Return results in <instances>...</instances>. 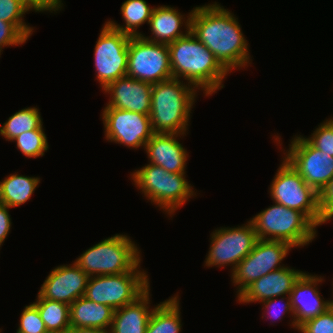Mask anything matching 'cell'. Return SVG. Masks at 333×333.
I'll return each mask as SVG.
<instances>
[{
  "mask_svg": "<svg viewBox=\"0 0 333 333\" xmlns=\"http://www.w3.org/2000/svg\"><path fill=\"white\" fill-rule=\"evenodd\" d=\"M190 31L228 73L249 63L248 44L239 22L216 2L192 10Z\"/></svg>",
  "mask_w": 333,
  "mask_h": 333,
  "instance_id": "cell-1",
  "label": "cell"
},
{
  "mask_svg": "<svg viewBox=\"0 0 333 333\" xmlns=\"http://www.w3.org/2000/svg\"><path fill=\"white\" fill-rule=\"evenodd\" d=\"M168 48L173 78L183 77L196 89L201 87L207 96L223 88L222 81L228 72L191 31Z\"/></svg>",
  "mask_w": 333,
  "mask_h": 333,
  "instance_id": "cell-2",
  "label": "cell"
},
{
  "mask_svg": "<svg viewBox=\"0 0 333 333\" xmlns=\"http://www.w3.org/2000/svg\"><path fill=\"white\" fill-rule=\"evenodd\" d=\"M171 78L152 84L150 121L153 133L184 134L196 97L192 84Z\"/></svg>",
  "mask_w": 333,
  "mask_h": 333,
  "instance_id": "cell-3",
  "label": "cell"
},
{
  "mask_svg": "<svg viewBox=\"0 0 333 333\" xmlns=\"http://www.w3.org/2000/svg\"><path fill=\"white\" fill-rule=\"evenodd\" d=\"M139 254L130 238L116 234L86 250L74 263L89 277L116 275L140 271Z\"/></svg>",
  "mask_w": 333,
  "mask_h": 333,
  "instance_id": "cell-4",
  "label": "cell"
},
{
  "mask_svg": "<svg viewBox=\"0 0 333 333\" xmlns=\"http://www.w3.org/2000/svg\"><path fill=\"white\" fill-rule=\"evenodd\" d=\"M250 221L258 239L262 240L284 241L292 247H299L309 244L316 237V225L304 213L278 203Z\"/></svg>",
  "mask_w": 333,
  "mask_h": 333,
  "instance_id": "cell-5",
  "label": "cell"
},
{
  "mask_svg": "<svg viewBox=\"0 0 333 333\" xmlns=\"http://www.w3.org/2000/svg\"><path fill=\"white\" fill-rule=\"evenodd\" d=\"M184 175L150 163L131 174V178L149 200L172 214L195 194Z\"/></svg>",
  "mask_w": 333,
  "mask_h": 333,
  "instance_id": "cell-6",
  "label": "cell"
},
{
  "mask_svg": "<svg viewBox=\"0 0 333 333\" xmlns=\"http://www.w3.org/2000/svg\"><path fill=\"white\" fill-rule=\"evenodd\" d=\"M149 278L142 271L89 277L84 297L119 309L133 303L149 288Z\"/></svg>",
  "mask_w": 333,
  "mask_h": 333,
  "instance_id": "cell-7",
  "label": "cell"
},
{
  "mask_svg": "<svg viewBox=\"0 0 333 333\" xmlns=\"http://www.w3.org/2000/svg\"><path fill=\"white\" fill-rule=\"evenodd\" d=\"M270 193L275 203L300 211L316 226L321 225L319 194L285 158L272 181Z\"/></svg>",
  "mask_w": 333,
  "mask_h": 333,
  "instance_id": "cell-8",
  "label": "cell"
},
{
  "mask_svg": "<svg viewBox=\"0 0 333 333\" xmlns=\"http://www.w3.org/2000/svg\"><path fill=\"white\" fill-rule=\"evenodd\" d=\"M127 76L150 84L173 78L168 45L131 36Z\"/></svg>",
  "mask_w": 333,
  "mask_h": 333,
  "instance_id": "cell-9",
  "label": "cell"
},
{
  "mask_svg": "<svg viewBox=\"0 0 333 333\" xmlns=\"http://www.w3.org/2000/svg\"><path fill=\"white\" fill-rule=\"evenodd\" d=\"M130 38L107 22L103 26L94 51L96 78L103 89L118 78L127 76Z\"/></svg>",
  "mask_w": 333,
  "mask_h": 333,
  "instance_id": "cell-10",
  "label": "cell"
},
{
  "mask_svg": "<svg viewBox=\"0 0 333 333\" xmlns=\"http://www.w3.org/2000/svg\"><path fill=\"white\" fill-rule=\"evenodd\" d=\"M291 248L293 247L284 241L258 239L252 251L232 271L233 283L239 285L237 295L253 281L283 268L279 264Z\"/></svg>",
  "mask_w": 333,
  "mask_h": 333,
  "instance_id": "cell-11",
  "label": "cell"
},
{
  "mask_svg": "<svg viewBox=\"0 0 333 333\" xmlns=\"http://www.w3.org/2000/svg\"><path fill=\"white\" fill-rule=\"evenodd\" d=\"M284 158L318 194L333 177V156L315 148L303 136L293 139Z\"/></svg>",
  "mask_w": 333,
  "mask_h": 333,
  "instance_id": "cell-12",
  "label": "cell"
},
{
  "mask_svg": "<svg viewBox=\"0 0 333 333\" xmlns=\"http://www.w3.org/2000/svg\"><path fill=\"white\" fill-rule=\"evenodd\" d=\"M211 247L206 266L232 264V271L254 248L258 237L251 221L245 226L221 228L211 235Z\"/></svg>",
  "mask_w": 333,
  "mask_h": 333,
  "instance_id": "cell-13",
  "label": "cell"
},
{
  "mask_svg": "<svg viewBox=\"0 0 333 333\" xmlns=\"http://www.w3.org/2000/svg\"><path fill=\"white\" fill-rule=\"evenodd\" d=\"M102 119L106 139L124 146L145 148V144L154 134L149 115L105 107Z\"/></svg>",
  "mask_w": 333,
  "mask_h": 333,
  "instance_id": "cell-14",
  "label": "cell"
},
{
  "mask_svg": "<svg viewBox=\"0 0 333 333\" xmlns=\"http://www.w3.org/2000/svg\"><path fill=\"white\" fill-rule=\"evenodd\" d=\"M89 276L75 263L53 269L44 281L39 294L51 301L72 304L84 296Z\"/></svg>",
  "mask_w": 333,
  "mask_h": 333,
  "instance_id": "cell-15",
  "label": "cell"
},
{
  "mask_svg": "<svg viewBox=\"0 0 333 333\" xmlns=\"http://www.w3.org/2000/svg\"><path fill=\"white\" fill-rule=\"evenodd\" d=\"M103 90L111 98L106 107L150 115L152 84L124 76Z\"/></svg>",
  "mask_w": 333,
  "mask_h": 333,
  "instance_id": "cell-16",
  "label": "cell"
},
{
  "mask_svg": "<svg viewBox=\"0 0 333 333\" xmlns=\"http://www.w3.org/2000/svg\"><path fill=\"white\" fill-rule=\"evenodd\" d=\"M323 279L304 273L294 285L291 293L294 328L298 329L305 322L317 317L329 309L330 301H324L316 289ZM317 284V285H316ZM315 286V287H314Z\"/></svg>",
  "mask_w": 333,
  "mask_h": 333,
  "instance_id": "cell-17",
  "label": "cell"
},
{
  "mask_svg": "<svg viewBox=\"0 0 333 333\" xmlns=\"http://www.w3.org/2000/svg\"><path fill=\"white\" fill-rule=\"evenodd\" d=\"M304 274L302 271L283 267L279 270L270 272L258 280L253 281L237 297L239 303H250L265 301L282 295L290 296V293Z\"/></svg>",
  "mask_w": 333,
  "mask_h": 333,
  "instance_id": "cell-18",
  "label": "cell"
},
{
  "mask_svg": "<svg viewBox=\"0 0 333 333\" xmlns=\"http://www.w3.org/2000/svg\"><path fill=\"white\" fill-rule=\"evenodd\" d=\"M183 134L154 133L145 144L149 163L162 167L172 173H185L187 151L176 137Z\"/></svg>",
  "mask_w": 333,
  "mask_h": 333,
  "instance_id": "cell-19",
  "label": "cell"
},
{
  "mask_svg": "<svg viewBox=\"0 0 333 333\" xmlns=\"http://www.w3.org/2000/svg\"><path fill=\"white\" fill-rule=\"evenodd\" d=\"M192 11L189 13V16L185 25L186 33L183 34L180 31L181 24H183V15H181L178 10L171 8L169 6H159L154 8L151 18L149 20L150 29L153 38L144 37V39L157 42L160 44L169 45L178 38L186 36L190 32V20H191Z\"/></svg>",
  "mask_w": 333,
  "mask_h": 333,
  "instance_id": "cell-20",
  "label": "cell"
},
{
  "mask_svg": "<svg viewBox=\"0 0 333 333\" xmlns=\"http://www.w3.org/2000/svg\"><path fill=\"white\" fill-rule=\"evenodd\" d=\"M149 290L148 288L133 303L115 310L110 333H146L153 312L148 307Z\"/></svg>",
  "mask_w": 333,
  "mask_h": 333,
  "instance_id": "cell-21",
  "label": "cell"
},
{
  "mask_svg": "<svg viewBox=\"0 0 333 333\" xmlns=\"http://www.w3.org/2000/svg\"><path fill=\"white\" fill-rule=\"evenodd\" d=\"M69 307L70 327L101 330L111 328L115 312L112 307L98 304L84 296L75 300Z\"/></svg>",
  "mask_w": 333,
  "mask_h": 333,
  "instance_id": "cell-22",
  "label": "cell"
},
{
  "mask_svg": "<svg viewBox=\"0 0 333 333\" xmlns=\"http://www.w3.org/2000/svg\"><path fill=\"white\" fill-rule=\"evenodd\" d=\"M39 182L37 177L10 175L0 182V204L12 208L26 203Z\"/></svg>",
  "mask_w": 333,
  "mask_h": 333,
  "instance_id": "cell-23",
  "label": "cell"
},
{
  "mask_svg": "<svg viewBox=\"0 0 333 333\" xmlns=\"http://www.w3.org/2000/svg\"><path fill=\"white\" fill-rule=\"evenodd\" d=\"M181 331L178 295L153 308L146 333H179Z\"/></svg>",
  "mask_w": 333,
  "mask_h": 333,
  "instance_id": "cell-24",
  "label": "cell"
},
{
  "mask_svg": "<svg viewBox=\"0 0 333 333\" xmlns=\"http://www.w3.org/2000/svg\"><path fill=\"white\" fill-rule=\"evenodd\" d=\"M33 305L38 309L47 331L66 333L70 329L69 305L44 299L39 293Z\"/></svg>",
  "mask_w": 333,
  "mask_h": 333,
  "instance_id": "cell-25",
  "label": "cell"
},
{
  "mask_svg": "<svg viewBox=\"0 0 333 333\" xmlns=\"http://www.w3.org/2000/svg\"><path fill=\"white\" fill-rule=\"evenodd\" d=\"M154 8H150L145 0H127L121 6V14L125 20V25L120 26L113 21L107 23L114 29L121 31L130 36H141V33L137 32V28L147 22L151 18Z\"/></svg>",
  "mask_w": 333,
  "mask_h": 333,
  "instance_id": "cell-26",
  "label": "cell"
},
{
  "mask_svg": "<svg viewBox=\"0 0 333 333\" xmlns=\"http://www.w3.org/2000/svg\"><path fill=\"white\" fill-rule=\"evenodd\" d=\"M42 119L37 108H25L13 114L0 126V134L8 141H13L24 132L36 130L42 126Z\"/></svg>",
  "mask_w": 333,
  "mask_h": 333,
  "instance_id": "cell-27",
  "label": "cell"
},
{
  "mask_svg": "<svg viewBox=\"0 0 333 333\" xmlns=\"http://www.w3.org/2000/svg\"><path fill=\"white\" fill-rule=\"evenodd\" d=\"M17 148L26 157L37 158L43 156L48 149L47 137L43 131V126L36 130L24 132L15 139Z\"/></svg>",
  "mask_w": 333,
  "mask_h": 333,
  "instance_id": "cell-28",
  "label": "cell"
},
{
  "mask_svg": "<svg viewBox=\"0 0 333 333\" xmlns=\"http://www.w3.org/2000/svg\"><path fill=\"white\" fill-rule=\"evenodd\" d=\"M28 11L21 0H0V20L12 23L27 39L34 30L22 21L23 14Z\"/></svg>",
  "mask_w": 333,
  "mask_h": 333,
  "instance_id": "cell-29",
  "label": "cell"
},
{
  "mask_svg": "<svg viewBox=\"0 0 333 333\" xmlns=\"http://www.w3.org/2000/svg\"><path fill=\"white\" fill-rule=\"evenodd\" d=\"M47 329L43 320L40 317L38 309L30 304L25 306L17 333H45Z\"/></svg>",
  "mask_w": 333,
  "mask_h": 333,
  "instance_id": "cell-30",
  "label": "cell"
},
{
  "mask_svg": "<svg viewBox=\"0 0 333 333\" xmlns=\"http://www.w3.org/2000/svg\"><path fill=\"white\" fill-rule=\"evenodd\" d=\"M298 331L302 333H333V313L330 309L302 324Z\"/></svg>",
  "mask_w": 333,
  "mask_h": 333,
  "instance_id": "cell-31",
  "label": "cell"
},
{
  "mask_svg": "<svg viewBox=\"0 0 333 333\" xmlns=\"http://www.w3.org/2000/svg\"><path fill=\"white\" fill-rule=\"evenodd\" d=\"M315 148L333 156V133L323 123L314 131L312 137L306 138Z\"/></svg>",
  "mask_w": 333,
  "mask_h": 333,
  "instance_id": "cell-32",
  "label": "cell"
},
{
  "mask_svg": "<svg viewBox=\"0 0 333 333\" xmlns=\"http://www.w3.org/2000/svg\"><path fill=\"white\" fill-rule=\"evenodd\" d=\"M26 40L27 38L12 23L0 20V54L2 47L20 45Z\"/></svg>",
  "mask_w": 333,
  "mask_h": 333,
  "instance_id": "cell-33",
  "label": "cell"
},
{
  "mask_svg": "<svg viewBox=\"0 0 333 333\" xmlns=\"http://www.w3.org/2000/svg\"><path fill=\"white\" fill-rule=\"evenodd\" d=\"M321 225L333 218V177L319 193Z\"/></svg>",
  "mask_w": 333,
  "mask_h": 333,
  "instance_id": "cell-34",
  "label": "cell"
},
{
  "mask_svg": "<svg viewBox=\"0 0 333 333\" xmlns=\"http://www.w3.org/2000/svg\"><path fill=\"white\" fill-rule=\"evenodd\" d=\"M29 10L40 11H58L61 10L63 3L61 0H21Z\"/></svg>",
  "mask_w": 333,
  "mask_h": 333,
  "instance_id": "cell-35",
  "label": "cell"
},
{
  "mask_svg": "<svg viewBox=\"0 0 333 333\" xmlns=\"http://www.w3.org/2000/svg\"><path fill=\"white\" fill-rule=\"evenodd\" d=\"M265 305V307L263 309H266L267 312L271 315V317L275 318V319H280L282 318L281 315H284L287 311H289L290 313L292 312V315H293V309H292V306H291V299H290V296H287V302L285 304H282V308L281 311L278 310L275 312V309H276V303H277V299L276 298H272V299H268V300H265V301H262ZM280 303V302H279ZM274 309L273 310V313L272 312H269L271 310L268 311V309ZM278 308V307H277ZM284 313V314H283ZM270 317V318H271Z\"/></svg>",
  "mask_w": 333,
  "mask_h": 333,
  "instance_id": "cell-36",
  "label": "cell"
},
{
  "mask_svg": "<svg viewBox=\"0 0 333 333\" xmlns=\"http://www.w3.org/2000/svg\"><path fill=\"white\" fill-rule=\"evenodd\" d=\"M10 207L0 204V247L11 228V218L8 213Z\"/></svg>",
  "mask_w": 333,
  "mask_h": 333,
  "instance_id": "cell-37",
  "label": "cell"
},
{
  "mask_svg": "<svg viewBox=\"0 0 333 333\" xmlns=\"http://www.w3.org/2000/svg\"><path fill=\"white\" fill-rule=\"evenodd\" d=\"M66 333H110V331L95 328L70 327Z\"/></svg>",
  "mask_w": 333,
  "mask_h": 333,
  "instance_id": "cell-38",
  "label": "cell"
},
{
  "mask_svg": "<svg viewBox=\"0 0 333 333\" xmlns=\"http://www.w3.org/2000/svg\"><path fill=\"white\" fill-rule=\"evenodd\" d=\"M324 124L331 130V132L333 133V119L330 120H326V122H324Z\"/></svg>",
  "mask_w": 333,
  "mask_h": 333,
  "instance_id": "cell-39",
  "label": "cell"
},
{
  "mask_svg": "<svg viewBox=\"0 0 333 333\" xmlns=\"http://www.w3.org/2000/svg\"><path fill=\"white\" fill-rule=\"evenodd\" d=\"M329 309H330V310L332 311V313H333V300L330 301Z\"/></svg>",
  "mask_w": 333,
  "mask_h": 333,
  "instance_id": "cell-40",
  "label": "cell"
},
{
  "mask_svg": "<svg viewBox=\"0 0 333 333\" xmlns=\"http://www.w3.org/2000/svg\"><path fill=\"white\" fill-rule=\"evenodd\" d=\"M45 333H57V332H51V331H47V332H45Z\"/></svg>",
  "mask_w": 333,
  "mask_h": 333,
  "instance_id": "cell-41",
  "label": "cell"
}]
</instances>
